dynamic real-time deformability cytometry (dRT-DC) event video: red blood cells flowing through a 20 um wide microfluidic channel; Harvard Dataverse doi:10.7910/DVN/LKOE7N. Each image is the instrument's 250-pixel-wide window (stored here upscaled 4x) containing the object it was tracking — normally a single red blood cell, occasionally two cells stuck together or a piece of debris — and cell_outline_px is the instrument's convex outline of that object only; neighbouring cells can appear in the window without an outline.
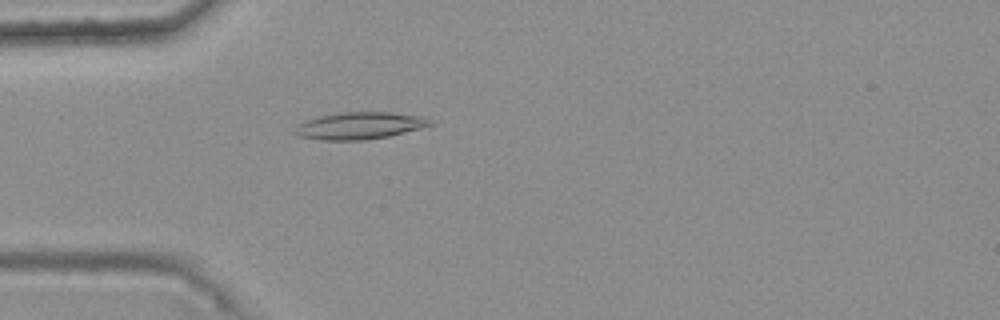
{"species": "common noctule bat (a hibernating species)", "species_latin": "Nyctalus noctula", "temperature_condition": "warm", "stored_images_in_passage": 49, "camera_frame_rate_fps": 3000, "um_per_image_px": 0.085, "animal": {"sex": "female", "body_mass_g": 25.1}, "frame": {"image": 1, "passage_image": 16, "time_ms": 5.0, "image_size_px": [1000, 320], "cell_outline_px": [[436, 124], [388, 136], [368, 140], [320, 140], [296, 136], [296, 128], [300, 124], [308, 120], [320, 116], [340, 112], [392, 112], [424, 116], [432, 120]], "centroid_in_image_um": [30.63, 10.68], "position_along_channel_um": 54.4, "area_um2": 21.33}}
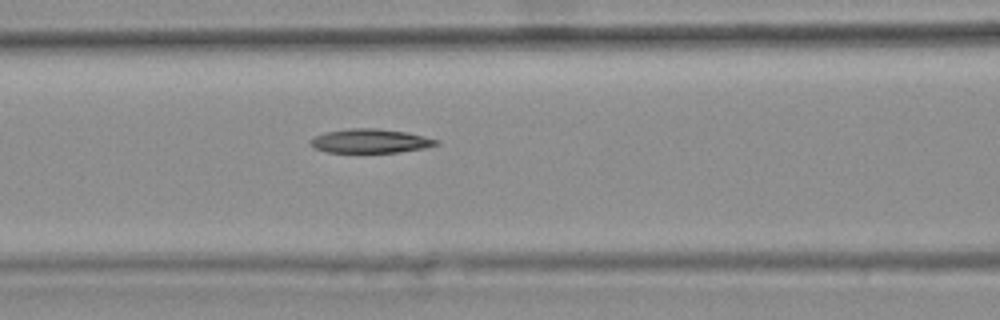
{"frame": {"image": 2, "passage_image": 23, "time_ms": 7.333, "image_size_px": [1000, 320], "cell_outline_px": [[440, 144], [424, 148], [400, 152], [328, 152], [312, 148], [308, 144], [308, 140], [324, 132], [348, 128], [376, 128], [408, 132], [440, 140]], "centroid_in_image_um": [31.46, 11.98], "position_along_channel_um": 135.1, "area_um2": 17.86}}
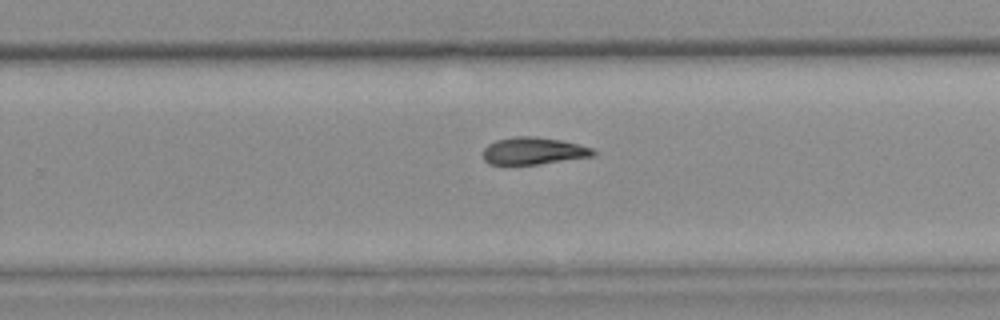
{"frame": {"image": 3, "passage_image": 35, "time_ms": 11.333, "image_size_px": [1000, 320], "cell_outline_px": [[596, 156], [540, 164], [488, 164], [484, 160], [484, 148], [488, 144], [496, 140], [516, 136], [532, 136], [560, 140], [592, 148], [596, 152]], "centroid_in_image_um": [45.35, 12.83], "position_along_channel_um": 284.4, "area_um2": 17.4}}